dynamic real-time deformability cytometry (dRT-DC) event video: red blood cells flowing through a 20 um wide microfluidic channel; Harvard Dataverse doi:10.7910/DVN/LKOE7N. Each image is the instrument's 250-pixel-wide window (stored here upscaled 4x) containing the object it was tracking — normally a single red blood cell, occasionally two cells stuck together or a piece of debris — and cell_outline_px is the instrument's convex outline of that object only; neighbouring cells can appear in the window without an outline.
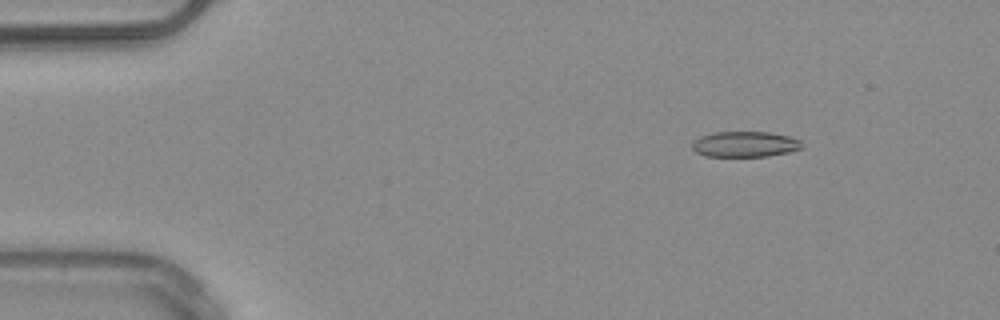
{"species": "common noctule bat (a hibernating species)", "species_latin": "Nyctalus noctula", "temperature_condition": "warm", "stored_images_in_passage": 51, "camera_frame_rate_fps": 3000, "um_per_image_px": 0.085, "animal": {"sex": "male", "body_mass_g": 20.4}, "frame": {"image": 1, "passage_image": 7, "time_ms": 2.0, "image_size_px": [1000, 320], "cell_outline_px": [[800, 148], [788, 152], [768, 156], [704, 156], [696, 152], [692, 148], [692, 140], [700, 136], [716, 132], [768, 132], [788, 136], [800, 140]], "centroid_in_image_um": [63.25, 12.25], "position_along_channel_um": 21.7, "area_um2": 16.24}}
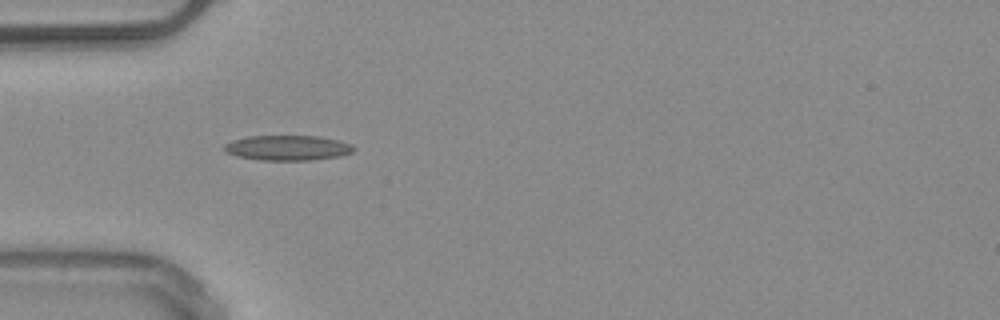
{"frame": {"image": 2, "passage_image": 16, "time_ms": 5.0, "image_size_px": [1000, 320], "cell_outline_px": [[356, 148], [352, 152], [340, 156], [312, 160], [260, 160], [236, 156], [228, 152], [224, 148], [224, 144], [232, 140], [248, 136], [320, 136], [340, 140], [352, 144]], "centroid_in_image_um": [24.49, 12.56], "position_along_channel_um": 60.5, "area_um2": 19.02}}
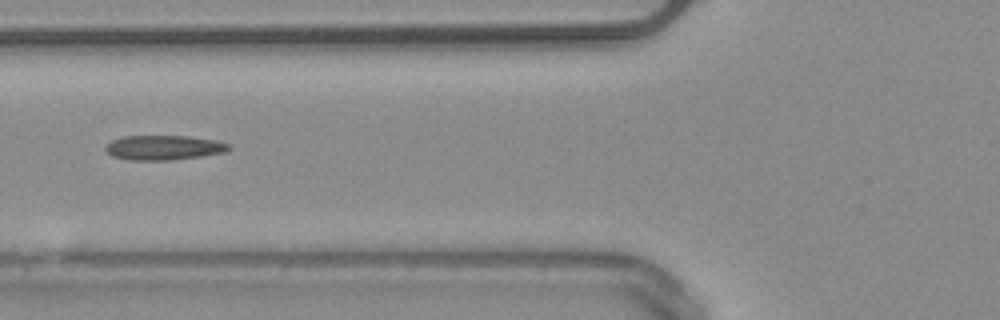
{"frame": {"image": 3, "passage_image": 20, "time_ms": 6.333, "image_size_px": [1000, 320], "cell_outline_px": [[232, 148], [228, 152], [172, 160], [128, 160], [112, 156], [104, 148], [112, 140], [124, 136], [188, 136], [216, 140], [228, 144]], "centroid_in_image_um": [13.94, 12.55], "position_along_channel_um": 111.9, "area_um2": 17.74}, "authors_computed_cell_mechanics": {"area_um2": 17.34, "velocity_mm_per_s": 4.0244, "shape_relaxation_time_tau1_ms": null, "shape_relaxation_time_tau2_ms": 2.6037, "deformation_change_tau1": null, "deformation_change_tau2": 0.1287}}